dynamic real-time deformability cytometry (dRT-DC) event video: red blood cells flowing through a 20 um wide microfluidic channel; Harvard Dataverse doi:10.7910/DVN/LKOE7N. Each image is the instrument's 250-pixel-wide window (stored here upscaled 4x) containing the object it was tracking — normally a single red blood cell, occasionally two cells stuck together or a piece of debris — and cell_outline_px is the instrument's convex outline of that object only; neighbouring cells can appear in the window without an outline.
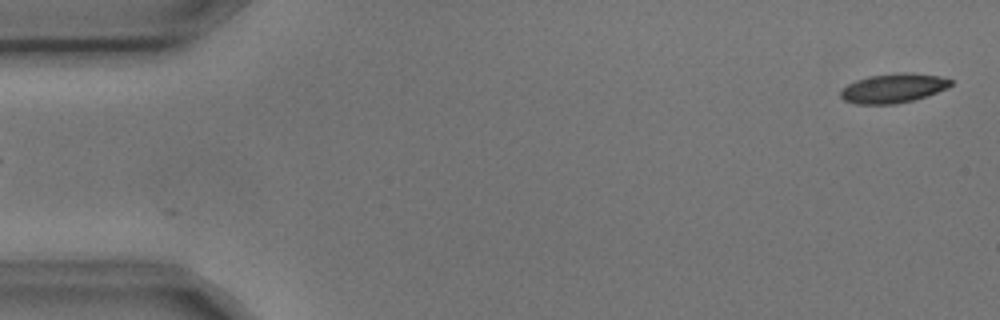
{"species": "common noctule bat (a hibernating species)", "species_latin": "Nyctalus noctula", "temperature_condition": "cold", "stored_images_in_passage": 6, "segment_of_instrument_passage": [2, 2], "camera_frame_rate_fps": 3000, "um_per_image_px": 0.085, "animal": {"sex": "male", "body_mass_g": 17.9, "forearm_length_mm": 54.2}, "frame": {"image": 1, "passage_image": 6, "time_ms": 1.667, "image_size_px": [1000, 320], "cell_outline_px": [[952, 84], [948, 88], [912, 100], [896, 104], [856, 104], [844, 100], [840, 96], [840, 92], [848, 84], [856, 80], [868, 76], [904, 72], [908, 72], [940, 76], [952, 80]], "centroid_in_image_um": [75.92, 7.49], "position_along_channel_um": 9.1, "area_um2": 18.67}}